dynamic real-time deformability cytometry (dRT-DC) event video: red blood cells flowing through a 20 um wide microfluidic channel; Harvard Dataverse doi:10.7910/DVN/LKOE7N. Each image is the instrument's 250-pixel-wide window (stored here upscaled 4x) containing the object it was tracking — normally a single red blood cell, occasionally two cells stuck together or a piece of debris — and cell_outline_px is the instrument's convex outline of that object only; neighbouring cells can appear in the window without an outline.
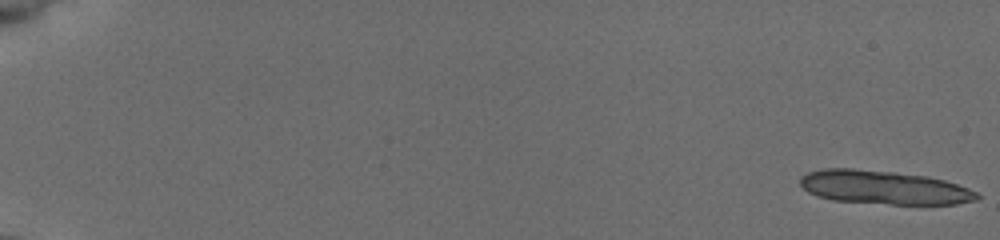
{"species": "common noctule bat (a hibernating species)", "species_latin": "Nyctalus noctula", "temperature_condition": "cold", "stored_images_in_passage": 14, "camera_frame_rate_fps": 3000, "um_per_image_px": 0.085, "animal": {"sex": "female", "body_mass_g": 19.5, "forearm_length_mm": 54.1}, "frame": {"image": 1, "passage_image": 1, "time_ms": 0.0, "image_size_px": [1000, 240], "cell_outline_px": [[980, 196], [976, 200], [956, 204], [892, 204], [832, 200], [816, 196], [808, 192], [800, 184], [800, 176], [808, 172], [828, 168], [852, 168], [896, 172], [928, 176], [944, 180], [968, 188], [976, 192]], "centroid_in_image_um": [75.11, 15.93], "position_along_channel_um": 9.9, "area_um2": 34.68}}